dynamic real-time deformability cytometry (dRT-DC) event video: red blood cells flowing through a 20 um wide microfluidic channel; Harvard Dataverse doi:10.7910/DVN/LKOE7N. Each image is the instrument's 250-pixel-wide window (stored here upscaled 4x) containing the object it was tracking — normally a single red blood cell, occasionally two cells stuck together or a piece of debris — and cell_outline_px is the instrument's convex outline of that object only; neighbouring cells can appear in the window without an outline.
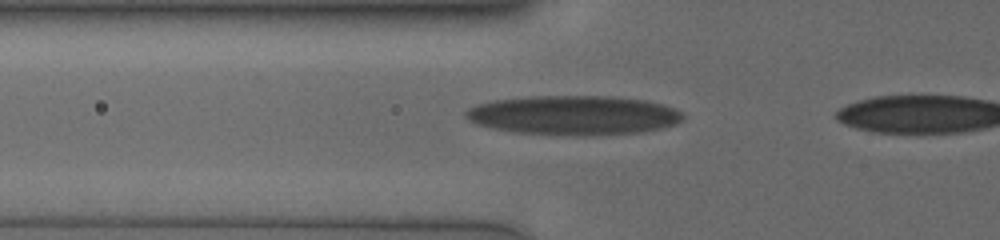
{"species": "human", "species_latin": "Homo sapiens", "temperature_condition": "cold", "stored_images_in_passage": 5, "camera_frame_rate_fps": 3000, "um_per_image_px": 0.085, "donor": {"sex": "male"}, "frame": {"image": 1, "passage_image": 4, "time_ms": 1.0, "image_size_px": [1000, 240], "cell_outline_px": [[684, 116], [676, 124], [664, 128], [640, 132], [600, 136], [552, 136], [512, 132], [492, 128], [476, 124], [468, 120], [464, 116], [464, 112], [468, 108], [476, 104], [496, 100], [532, 96], [612, 96], [644, 100], [660, 104], [672, 108], [680, 112]], "centroid_in_image_um": [48.71, 9.82], "position_along_channel_um": 77.1, "area_um2": 50.52}}